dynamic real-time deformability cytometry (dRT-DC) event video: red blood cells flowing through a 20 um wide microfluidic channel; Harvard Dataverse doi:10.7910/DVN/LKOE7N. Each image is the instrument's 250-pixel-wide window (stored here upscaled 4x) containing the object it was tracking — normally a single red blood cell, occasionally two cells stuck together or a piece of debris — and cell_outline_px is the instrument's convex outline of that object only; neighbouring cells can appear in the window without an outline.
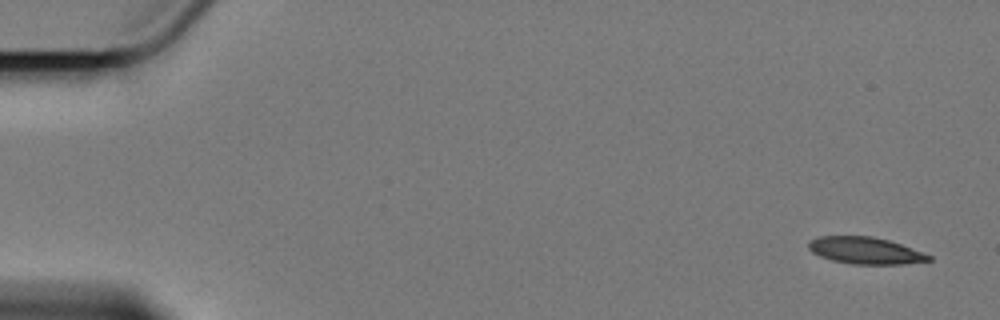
{"species": "Egyptian fruit bat (a non-hibernating species)", "species_latin": "Rousettus aegyptiacus", "temperature_condition": "cold", "stored_images_in_passage": 5, "camera_frame_rate_fps": 3000, "um_per_image_px": 0.085, "animal": {"sex": "female"}, "frame": {"image": 1, "passage_image": 1, "time_ms": 0.0, "image_size_px": [1000, 320], "cell_outline_px": [[932, 260], [900, 264], [852, 264], [832, 260], [820, 256], [812, 252], [808, 248], [808, 240], [820, 236], [872, 236], [888, 240], [900, 244], [932, 256]], "centroid_in_image_um": [73.5, 21.29], "position_along_channel_um": 11.5, "area_um2": 18.67}}
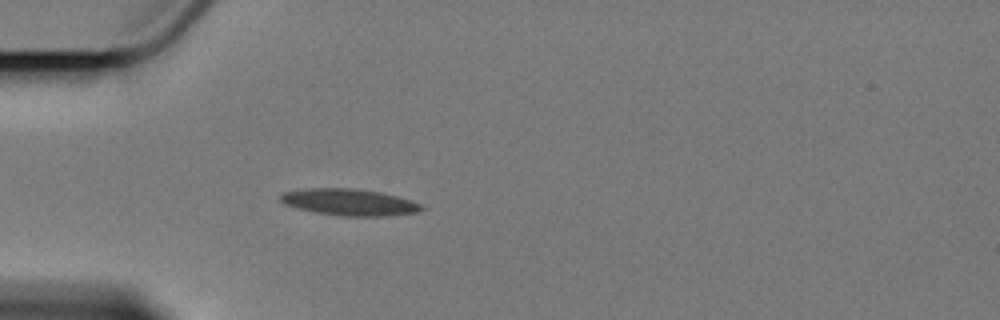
{"frame": {"image": 2, "passage_image": 5, "time_ms": 5.0, "image_size_px": [1000, 320], "cell_outline_px": [[424, 208], [416, 212], [380, 216], [344, 216], [316, 212], [296, 208], [284, 204], [280, 200], [280, 196], [284, 192], [304, 188], [356, 188], [380, 192], [412, 200], [420, 204]], "centroid_in_image_um": [29.65, 17.17], "position_along_channel_um": 55.3, "area_um2": 21.73}}